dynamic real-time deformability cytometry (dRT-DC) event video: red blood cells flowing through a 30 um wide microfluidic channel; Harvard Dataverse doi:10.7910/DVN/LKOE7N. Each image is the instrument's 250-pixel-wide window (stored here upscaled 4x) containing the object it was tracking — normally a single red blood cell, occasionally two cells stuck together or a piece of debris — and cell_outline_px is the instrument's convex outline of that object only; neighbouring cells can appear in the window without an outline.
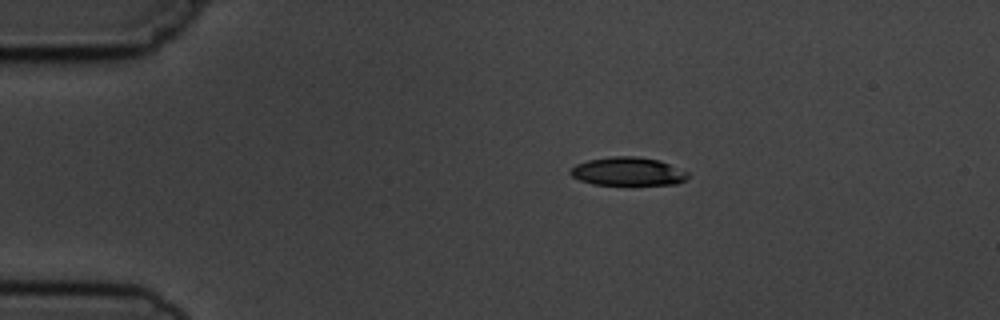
{"species": "common noctule bat (a hibernating species)", "species_latin": "Nyctalus noctula", "temperature_condition": "cold", "stored_images_in_passage": 7, "camera_frame_rate_fps": 3000, "um_per_image_px": 0.085, "animal": {"sex": "male", "body_mass_g": 19.5, "forearm_length_mm": 54.6}, "frame": {"image": 1, "passage_image": 1, "time_ms": 0.0, "image_size_px": [1000, 320], "cell_outline_px": [[688, 176], [684, 180], [676, 184], [592, 184], [580, 180], [572, 176], [568, 172], [576, 164], [588, 160], [612, 156], [636, 156], [660, 160], [688, 172]], "centroid_in_image_um": [53.35, 14.56], "position_along_channel_um": 31.6, "area_um2": 19.25}}
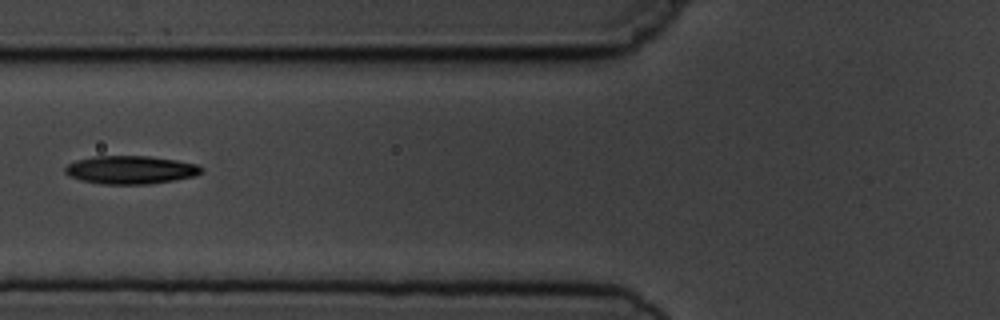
{"frame": {"image": 2, "passage_image": 4, "time_ms": 3.667, "image_size_px": [1000, 320], "cell_outline_px": [[204, 172], [192, 176], [176, 180], [148, 184], [104, 184], [80, 180], [68, 176], [64, 172], [64, 168], [68, 164], [76, 160], [92, 156], [148, 156], [176, 160], [196, 164], [204, 168]], "centroid_in_image_um": [11.08, 14.43], "position_along_channel_um": 114.7, "area_um2": 22.48}}
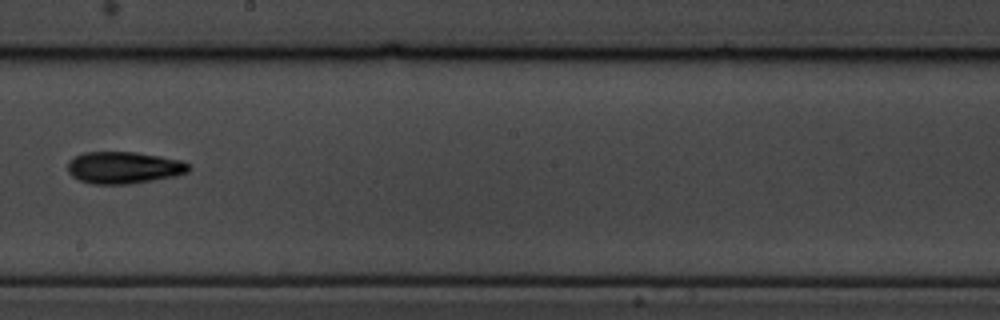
{"frame": {"image": 3, "passage_image": 7, "time_ms": 7.0, "image_size_px": [1000, 320], "cell_outline_px": [[192, 168], [188, 172], [176, 176], [132, 184], [92, 184], [80, 180], [72, 176], [68, 172], [68, 160], [84, 152], [136, 152], [160, 156], [180, 160], [188, 164]], "centroid_in_image_um": [10.53, 14.25], "position_along_channel_um": 237.7, "area_um2": 22.66}}